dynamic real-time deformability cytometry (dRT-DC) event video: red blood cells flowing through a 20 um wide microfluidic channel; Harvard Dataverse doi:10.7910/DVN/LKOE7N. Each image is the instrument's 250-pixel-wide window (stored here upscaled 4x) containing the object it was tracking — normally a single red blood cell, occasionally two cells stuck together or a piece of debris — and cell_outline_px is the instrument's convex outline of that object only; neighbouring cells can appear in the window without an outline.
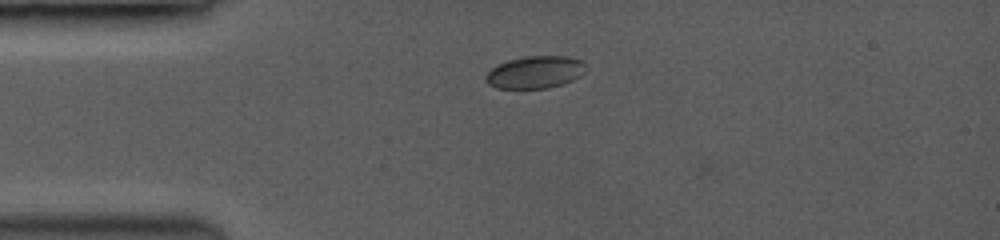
{"species": "common noctule bat (a hibernating species)", "species_latin": "Nyctalus noctula", "temperature_condition": "room temperature", "stored_images_in_passage": 17, "camera_frame_rate_fps": 3500, "um_per_image_px": 0.085, "animal": {"sex": "female", "body_mass_g": 19.0, "forearm_length_mm": 53.3}, "frame": {"image": 1, "passage_image": 15, "time_ms": 4.0, "image_size_px": [1000, 240], "cell_outline_px": [[584, 64], [580, 76], [572, 80], [548, 88], [500, 88], [488, 84], [484, 76], [492, 68], [508, 60], [528, 56], [564, 56], [580, 60]], "centroid_in_image_um": [45.44, 6.14], "position_along_channel_um": 39.6, "area_um2": 18.38}}